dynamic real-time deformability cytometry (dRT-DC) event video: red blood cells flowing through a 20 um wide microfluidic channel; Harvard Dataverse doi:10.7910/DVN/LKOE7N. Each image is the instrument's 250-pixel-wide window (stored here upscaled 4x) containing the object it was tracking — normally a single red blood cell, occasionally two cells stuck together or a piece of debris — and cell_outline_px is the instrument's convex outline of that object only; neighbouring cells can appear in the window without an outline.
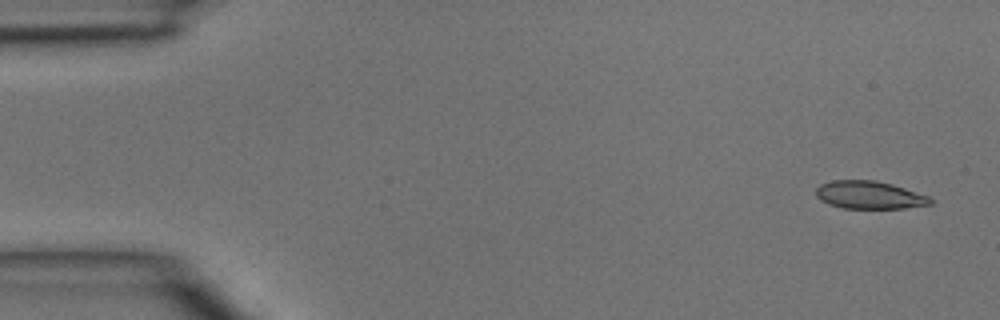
{"species": "common noctule bat (a hibernating species)", "species_latin": "Nyctalus noctula", "temperature_condition": "room temperature", "stored_images_in_passage": 5, "camera_frame_rate_fps": 3000, "um_per_image_px": 0.085, "animal": {"sex": "male", "body_mass_g": 15.6}, "frame": {"image": 1, "passage_image": 1, "time_ms": 0.0, "image_size_px": [1000, 320], "cell_outline_px": [[936, 200], [932, 204], [904, 208], [844, 208], [828, 204], [820, 200], [816, 196], [816, 188], [820, 184], [832, 180], [876, 180], [892, 184], [928, 196]], "centroid_in_image_um": [73.9, 16.57], "position_along_channel_um": 11.1, "area_um2": 18.61}}
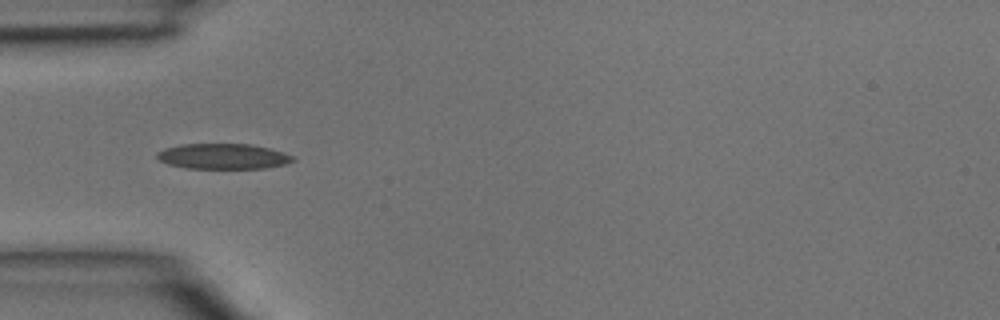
{"frame": {"image": 2, "passage_image": 4, "time_ms": 1.0, "image_size_px": [1000, 320], "cell_outline_px": [[296, 160], [284, 164], [264, 168], [184, 168], [168, 164], [160, 160], [156, 156], [156, 152], [164, 148], [180, 144], [252, 144], [268, 148], [292, 156]], "centroid_in_image_um": [18.9, 13.28], "position_along_channel_um": 66.1, "area_um2": 20.0}}